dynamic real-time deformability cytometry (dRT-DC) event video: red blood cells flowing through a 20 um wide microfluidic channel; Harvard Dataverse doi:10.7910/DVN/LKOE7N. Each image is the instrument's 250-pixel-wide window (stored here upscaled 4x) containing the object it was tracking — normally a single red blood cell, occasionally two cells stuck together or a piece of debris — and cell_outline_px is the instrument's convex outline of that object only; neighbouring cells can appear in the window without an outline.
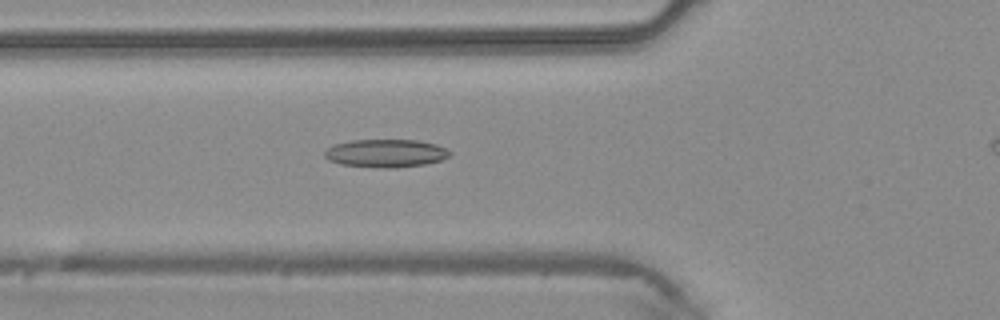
{"species": "common noctule bat (a hibernating species)", "species_latin": "Nyctalus noctula", "temperature_condition": "warm", "stored_images_in_passage": 40, "camera_frame_rate_fps": 3000, "um_per_image_px": 0.085, "animal": {"sex": "male", "body_mass_g": 20.4}, "frame": {"image": 1, "passage_image": 16, "time_ms": 5.0, "image_size_px": [1000, 320], "cell_outline_px": [[452, 152], [448, 156], [440, 160], [428, 164], [396, 168], [380, 168], [340, 164], [328, 160], [324, 156], [324, 152], [332, 144], [352, 140], [416, 140], [436, 144]], "centroid_in_image_um": [32.77, 13.03], "position_along_channel_um": 93.0, "area_um2": 20.58}}
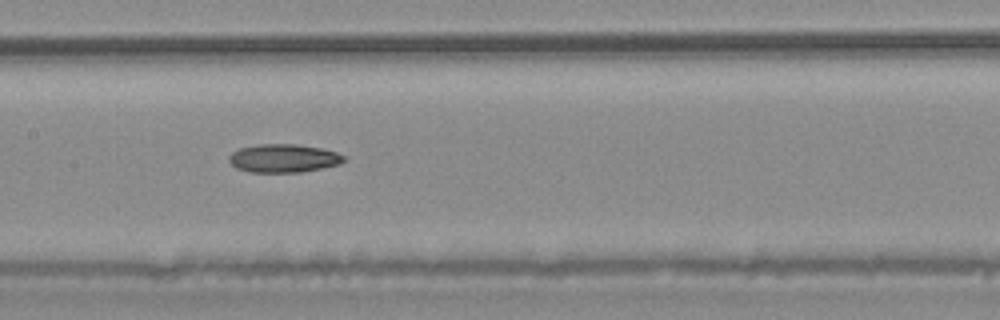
{"frame": {"image": 2, "passage_image": 22, "time_ms": 7.0, "image_size_px": [1000, 320], "cell_outline_px": [[348, 156], [340, 164], [300, 172], [248, 172], [236, 168], [228, 160], [228, 156], [232, 152], [240, 148], [256, 144], [296, 144], [320, 148], [336, 152]], "centroid_in_image_um": [24.09, 13.45], "position_along_channel_um": 183.3, "area_um2": 19.02}}
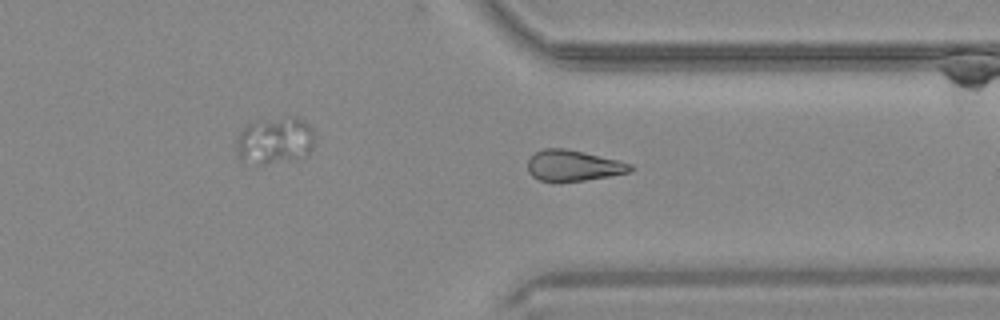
{"frame": {"image": 3, "passage_image": 34, "time_ms": 11.0, "image_size_px": [1000, 320], "cell_outline_px": [[636, 168], [628, 172], [608, 176], [584, 180], [540, 180], [532, 176], [528, 172], [528, 160], [536, 152], [544, 148], [564, 148], [584, 152], [632, 164]], "centroid_in_image_um": [48.73, 14.06], "position_along_channel_um": 362.7, "area_um2": 18.03}}